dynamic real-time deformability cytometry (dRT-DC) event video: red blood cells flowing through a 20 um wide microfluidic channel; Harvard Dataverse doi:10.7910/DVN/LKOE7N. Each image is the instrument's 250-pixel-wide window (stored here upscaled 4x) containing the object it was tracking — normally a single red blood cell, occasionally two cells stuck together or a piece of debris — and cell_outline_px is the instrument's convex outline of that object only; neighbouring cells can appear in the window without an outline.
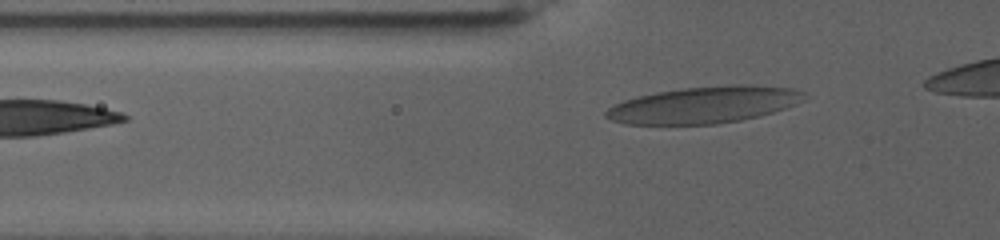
{"species": "human", "species_latin": "Homo sapiens", "temperature_condition": "warm", "stored_images_in_passage": 45, "camera_frame_rate_fps": 3000, "um_per_image_px": 0.085, "donor": {"sex": "female"}, "frame": {"image": 1, "passage_image": 3, "time_ms": 0.667, "image_size_px": [1000, 240], "cell_outline_px": [[804, 92], [796, 104], [760, 116], [740, 120], [716, 124], [624, 124], [612, 120], [604, 116], [604, 112], [608, 108], [624, 100], [656, 92], [684, 88], [732, 84], [752, 84], [792, 88]], "centroid_in_image_um": [59.82, 8.91], "position_along_channel_um": 66.0, "area_um2": 42.08}}
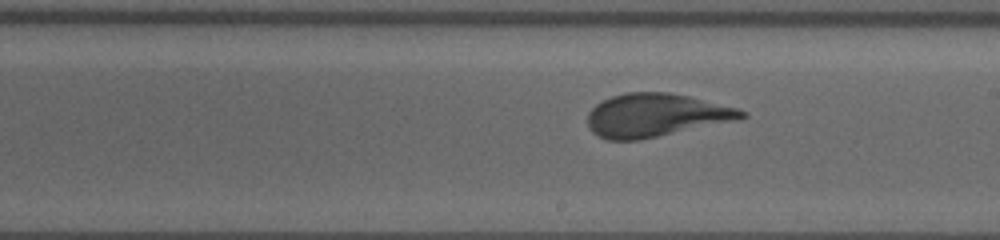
{"frame": {"image": 2, "passage_image": 22, "time_ms": 7.0, "image_size_px": [1000, 240], "cell_outline_px": [[748, 116], [736, 120], [640, 140], [608, 140], [592, 132], [588, 128], [588, 112], [596, 104], [612, 96], [628, 92], [668, 92], [688, 96], [736, 108], [748, 112]], "centroid_in_image_um": [55.72, 9.8], "position_along_channel_um": 233.3, "area_um2": 38.49}}
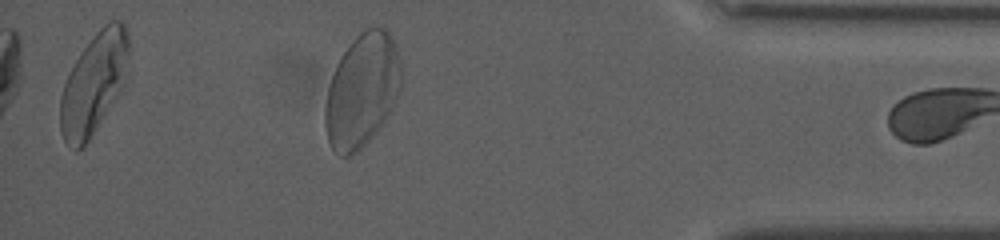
{"frame": {"image": 3, "passage_image": 44, "time_ms": 14.333, "image_size_px": [1000, 240], "cell_outline_px": [[400, 88], [384, 120], [368, 140], [356, 152], [348, 156], [340, 156], [332, 148], [328, 140], [324, 124], [324, 108], [328, 88], [332, 76], [344, 52], [352, 40], [360, 32], [376, 24], [388, 28], [396, 44], [400, 56]], "centroid_in_image_um": [30.77, 7.63], "position_along_channel_um": 404.4, "area_um2": 49.88}}